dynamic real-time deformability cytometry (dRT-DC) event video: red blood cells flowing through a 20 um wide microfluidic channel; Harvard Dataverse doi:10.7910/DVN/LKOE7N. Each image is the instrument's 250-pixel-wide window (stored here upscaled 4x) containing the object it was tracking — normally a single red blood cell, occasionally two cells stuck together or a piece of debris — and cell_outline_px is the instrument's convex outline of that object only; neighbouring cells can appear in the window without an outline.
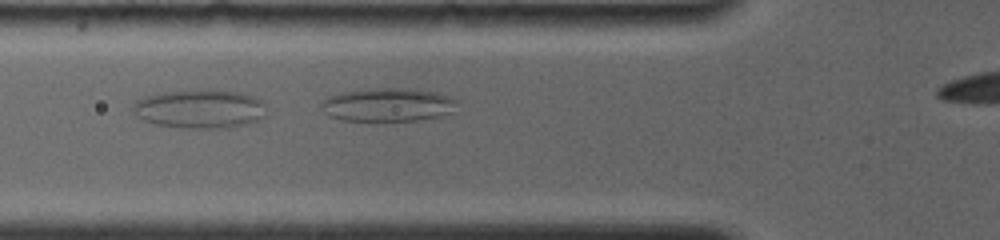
{"species": "common noctule bat (a hibernating species)", "species_latin": "Nyctalus noctula", "temperature_condition": "room temperature", "stored_images_in_passage": 9, "camera_frame_rate_fps": 4000, "um_per_image_px": 0.085, "animal": {"sex": "female", "body_mass_g": 19.0, "forearm_length_mm": 56.7}, "frame": {"image": 1, "passage_image": 8, "time_ms": 2.0, "image_size_px": [1000, 240], "cell_outline_px": [[264, 116], [256, 120], [244, 124], [228, 128], [184, 128], [156, 124], [144, 120], [136, 116], [132, 108], [136, 100], [148, 96], [164, 92], [240, 92], [256, 96], [264, 104]], "centroid_in_image_um": [16.98, 9.29], "position_along_channel_um": 108.8, "area_um2": 29.25}}